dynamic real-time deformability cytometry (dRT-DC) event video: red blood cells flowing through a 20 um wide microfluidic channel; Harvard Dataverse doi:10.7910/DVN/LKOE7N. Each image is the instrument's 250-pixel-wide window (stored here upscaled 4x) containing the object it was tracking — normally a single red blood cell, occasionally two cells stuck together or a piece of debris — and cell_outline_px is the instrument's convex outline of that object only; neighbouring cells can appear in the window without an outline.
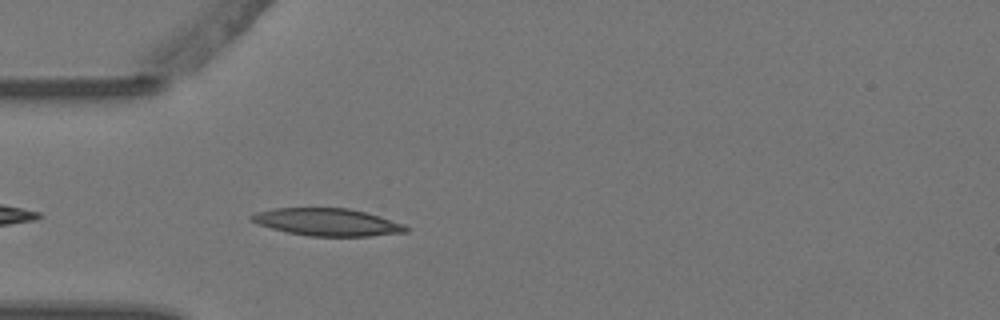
{"species": "Egyptian fruit bat (a non-hibernating species)", "species_latin": "Rousettus aegyptiacus", "temperature_condition": "warm", "stored_images_in_passage": 5, "camera_frame_rate_fps": 3000, "um_per_image_px": 0.085, "animal": {"sex": "female"}, "frame": {"image": 1, "passage_image": 5, "time_ms": 1.333, "image_size_px": [1000, 320], "cell_outline_px": [[408, 232], [372, 236], [308, 236], [288, 232], [256, 224], [248, 216], [256, 212], [272, 208], [348, 208], [380, 216], [404, 224], [408, 228]], "centroid_in_image_um": [27.81, 18.88], "position_along_channel_um": 57.2, "area_um2": 24.68}}